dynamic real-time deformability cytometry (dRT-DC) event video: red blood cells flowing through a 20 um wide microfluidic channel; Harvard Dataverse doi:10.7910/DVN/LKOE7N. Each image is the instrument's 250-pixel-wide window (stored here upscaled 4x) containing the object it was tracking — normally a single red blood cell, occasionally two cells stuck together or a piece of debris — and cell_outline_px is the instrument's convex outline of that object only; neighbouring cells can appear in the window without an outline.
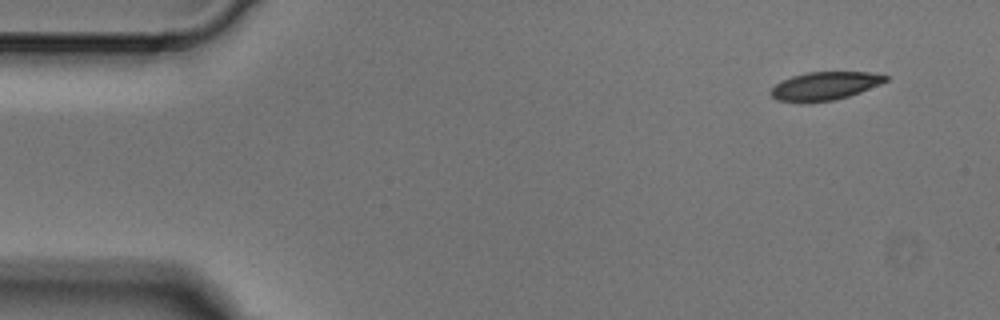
{"species": "Egyptian fruit bat (a non-hibernating species)", "species_latin": "Rousettus aegyptiacus", "temperature_condition": "cold", "stored_images_in_passage": 5, "camera_frame_rate_fps": 3000, "um_per_image_px": 0.085, "animal": {"sex": "male"}, "frame": {"image": 1, "passage_image": 1, "time_ms": 0.0, "image_size_px": [1000, 320], "cell_outline_px": [[888, 80], [880, 84], [860, 92], [848, 96], [832, 100], [808, 104], [804, 104], [776, 100], [768, 92], [776, 84], [792, 76], [808, 72], [868, 72], [888, 76]], "centroid_in_image_um": [70.06, 7.33], "position_along_channel_um": 14.9, "area_um2": 19.02}}
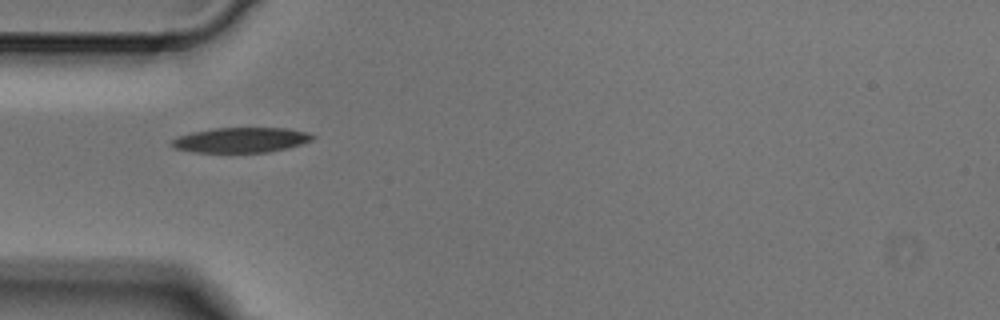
{"frame": {"image": 2, "passage_image": 4, "time_ms": 1.0, "image_size_px": [1000, 320], "cell_outline_px": [[316, 136], [312, 140], [288, 148], [268, 152], [192, 152], [176, 148], [172, 144], [172, 140], [180, 136], [192, 132], [216, 128], [288, 128], [308, 132]], "centroid_in_image_um": [20.54, 11.89], "position_along_channel_um": 64.5, "area_um2": 20.4}}
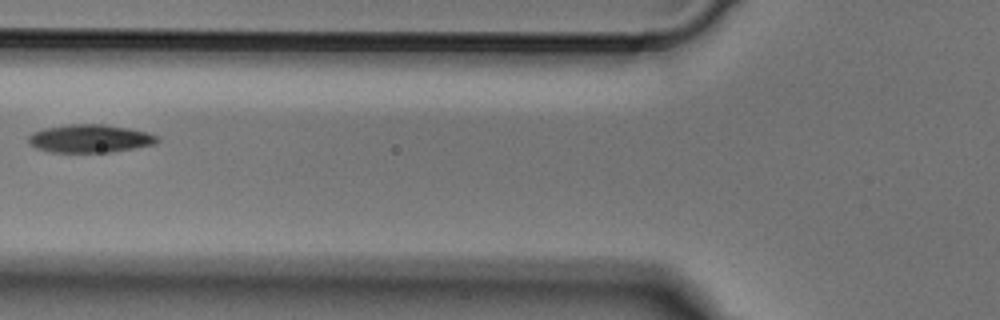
{"frame": {"image": 3, "passage_image": 5, "time_ms": 1.333, "image_size_px": [1000, 320], "cell_outline_px": [[160, 140], [156, 144], [112, 152], [48, 152], [36, 148], [28, 144], [28, 136], [32, 132], [44, 128], [68, 124], [104, 124], [128, 128], [148, 132], [160, 136]], "centroid_in_image_um": [7.65, 11.77], "position_along_channel_um": 118.2, "area_um2": 21.39}}